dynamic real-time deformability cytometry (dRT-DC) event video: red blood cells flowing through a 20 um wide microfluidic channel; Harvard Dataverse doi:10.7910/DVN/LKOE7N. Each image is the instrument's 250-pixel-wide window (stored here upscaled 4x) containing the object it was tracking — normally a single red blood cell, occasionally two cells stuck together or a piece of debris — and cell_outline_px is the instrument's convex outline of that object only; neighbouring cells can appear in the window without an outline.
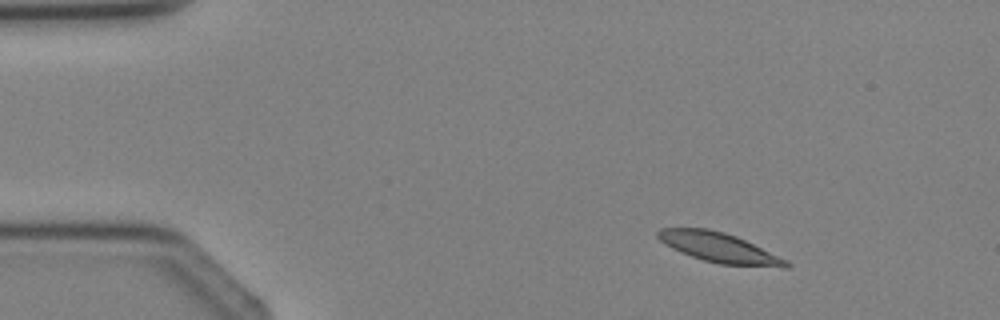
{"species": "Egyptian fruit bat (a non-hibernating species)", "species_latin": "Rousettus aegyptiacus", "temperature_condition": "cold", "stored_images_in_passage": 3, "camera_frame_rate_fps": 3000, "um_per_image_px": 0.085, "animal": {"sex": "female"}, "frame": {"image": 1, "passage_image": 1, "time_ms": 0.0, "image_size_px": [1000, 320], "cell_outline_px": [[792, 264], [788, 268], [784, 268], [720, 264], [704, 260], [680, 252], [664, 244], [656, 236], [656, 232], [660, 228], [708, 228], [724, 232], [736, 236], [788, 260]], "centroid_in_image_um": [61.14, 21.05], "position_along_channel_um": 23.9, "area_um2": 22.31}}
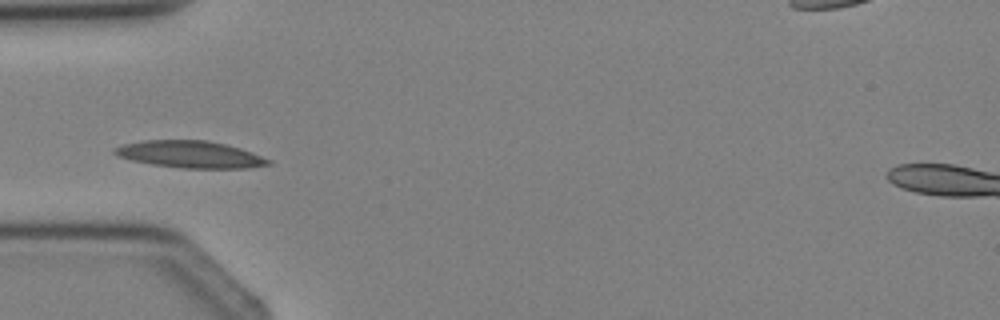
{"frame": {"image": 2, "passage_image": 3, "time_ms": 2.333, "image_size_px": [1000, 320], "cell_outline_px": [[272, 164], [248, 168], [184, 168], [152, 164], [132, 160], [116, 156], [112, 152], [112, 148], [124, 144], [144, 140], [208, 140], [228, 144], [252, 152], [272, 160]], "centroid_in_image_um": [16.18, 13.11], "position_along_channel_um": 68.8, "area_um2": 24.33}}